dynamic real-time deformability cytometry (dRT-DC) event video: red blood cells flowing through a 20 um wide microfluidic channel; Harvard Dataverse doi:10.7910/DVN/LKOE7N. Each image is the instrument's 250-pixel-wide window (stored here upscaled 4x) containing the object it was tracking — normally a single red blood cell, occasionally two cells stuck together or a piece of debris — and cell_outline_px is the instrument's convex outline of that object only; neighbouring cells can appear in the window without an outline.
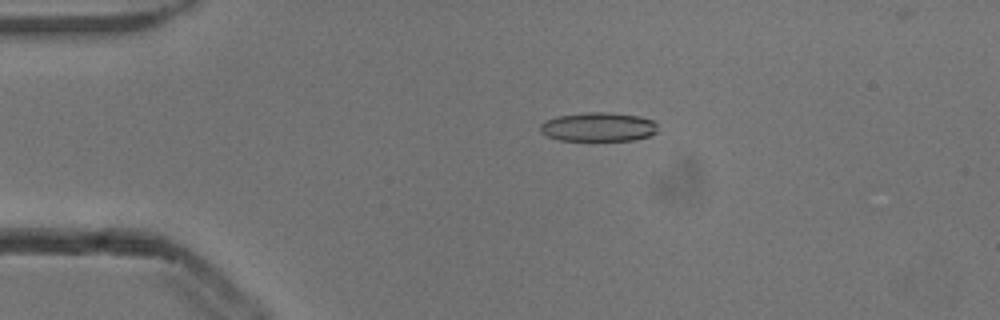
{"species": "common noctule bat (a hibernating species)", "species_latin": "Nyctalus noctula", "temperature_condition": "cold", "stored_images_in_passage": 53, "camera_frame_rate_fps": 3000, "um_per_image_px": 0.085, "animal": {"sex": "male", "body_mass_g": 13.3}, "frame": {"image": 1, "passage_image": 11, "time_ms": 3.333, "image_size_px": [1000, 320], "cell_outline_px": [[656, 132], [648, 136], [632, 140], [560, 140], [548, 136], [540, 132], [540, 124], [544, 120], [556, 116], [588, 112], [612, 112], [640, 116], [652, 120], [656, 124]], "centroid_in_image_um": [50.83, 10.77], "position_along_channel_um": 34.2, "area_um2": 19.88}}
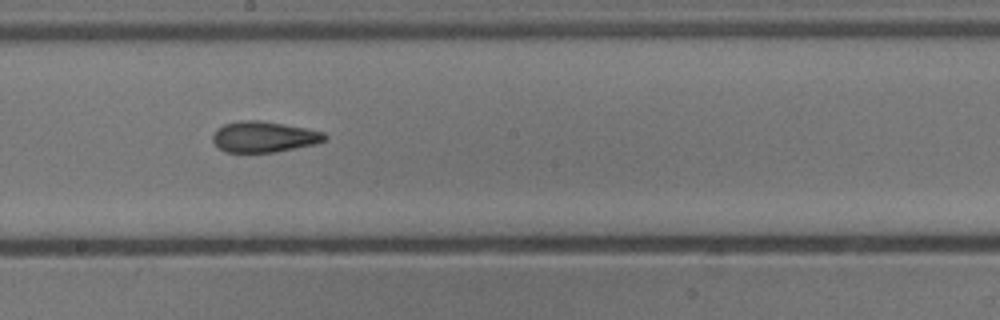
{"frame": {"image": 2, "passage_image": 29, "time_ms": 9.333, "image_size_px": [1000, 320], "cell_outline_px": [[328, 136], [324, 140], [316, 144], [276, 152], [224, 152], [212, 140], [212, 136], [216, 128], [224, 124], [240, 120], [260, 120], [284, 124], [324, 132]], "centroid_in_image_um": [22.42, 11.62], "position_along_channel_um": 225.8, "area_um2": 20.17}}
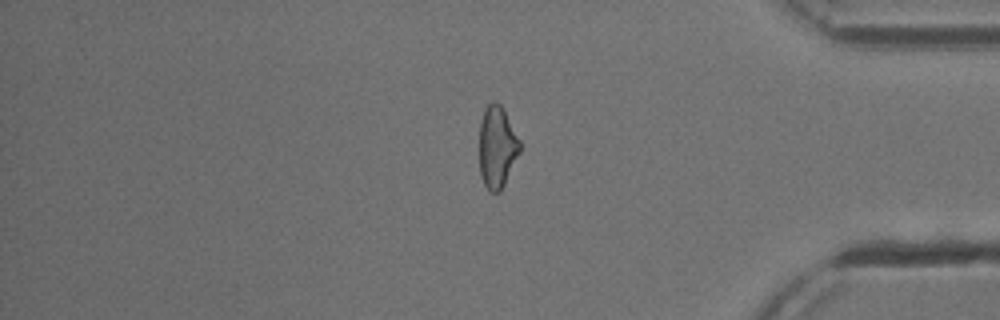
{"frame": {"image": 3, "passage_image": 44, "time_ms": 14.333, "image_size_px": [1000, 320], "cell_outline_px": [[520, 152], [500, 192], [492, 192], [484, 184], [480, 176], [480, 120], [484, 108], [492, 100], [496, 100], [504, 108], [520, 140]], "centroid_in_image_um": [42.25, 12.44], "position_along_channel_um": 392.9, "area_um2": 19.48}, "authors_computed_cell_mechanics": {"area_um2": 20.1722, "velocity_mm_per_s": 3.8812, "shape_relaxation_time_tau1_ms": null, "shape_relaxation_time_tau2_ms": 2.0352, "deformation_change_tau1": null, "deformation_change_tau2": 0.0893}}